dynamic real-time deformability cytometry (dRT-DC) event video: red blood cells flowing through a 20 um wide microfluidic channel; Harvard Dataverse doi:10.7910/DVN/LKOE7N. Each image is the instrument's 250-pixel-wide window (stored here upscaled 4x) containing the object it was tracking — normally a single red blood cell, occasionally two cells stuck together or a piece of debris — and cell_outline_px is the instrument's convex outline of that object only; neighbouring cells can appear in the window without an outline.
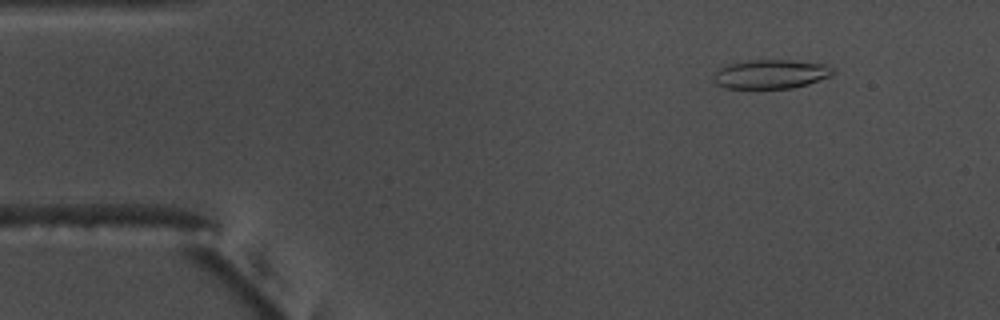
{"species": "common noctule bat (a hibernating species)", "species_latin": "Nyctalus noctula", "temperature_condition": "warm", "stored_images_in_passage": 54, "camera_frame_rate_fps": 3000, "um_per_image_px": 0.085, "animal": {"sex": "male", "body_mass_g": 17.5, "forearm_length_mm": 52.3}, "frame": {"image": 1, "passage_image": 6, "time_ms": 1.667, "image_size_px": [1000, 320], "cell_outline_px": [[832, 76], [808, 84], [792, 88], [728, 88], [716, 84], [712, 80], [712, 76], [720, 68], [728, 64], [748, 60], [792, 60], [824, 64], [832, 68]], "centroid_in_image_um": [65.5, 6.3], "position_along_channel_um": 19.5, "area_um2": 20.17}}
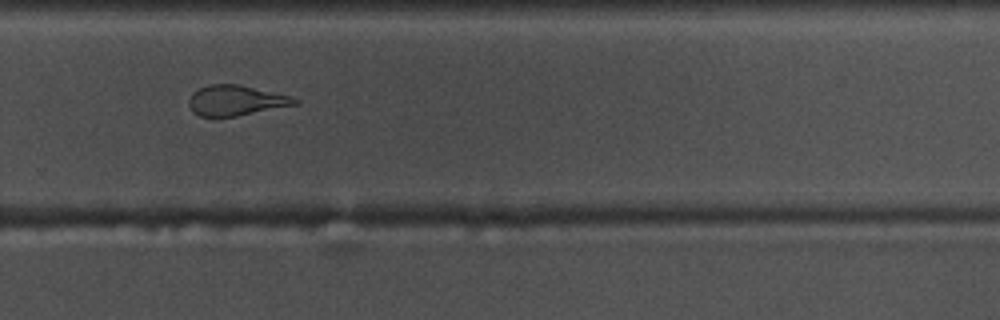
{"frame": {"image": 2, "passage_image": 36, "time_ms": 11.667, "image_size_px": [1000, 320], "cell_outline_px": [[300, 104], [236, 116], [200, 116], [192, 112], [188, 104], [188, 100], [200, 88], [208, 84], [240, 84], [292, 96], [300, 100]], "centroid_in_image_um": [20.1, 8.53], "position_along_channel_um": 309.7, "area_um2": 18.73}}
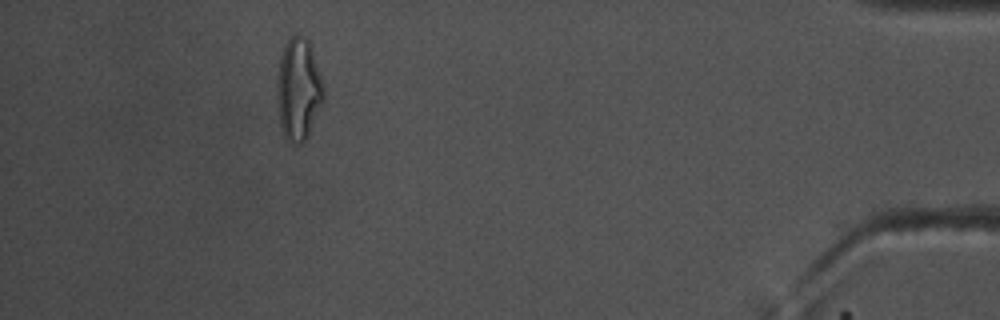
{"frame": {"image": 3, "passage_image": 49, "time_ms": 16.0, "image_size_px": [1000, 320], "cell_outline_px": [[324, 100], [304, 140], [300, 144], [288, 140], [284, 136], [280, 124], [280, 56], [284, 44], [292, 36], [304, 36], [312, 44], [324, 88]], "centroid_in_image_um": [25.43, 7.53], "position_along_channel_um": 409.8, "area_um2": 26.59}, "authors_computed_cell_mechanics": {"area_um2": 20.23, "velocity_mm_per_s": 3.7401, "shape_relaxation_time_tau1_ms": null, "shape_relaxation_time_tau2_ms": 2.2883, "deformation_change_tau1": null, "deformation_change_tau2": 0.1224}}